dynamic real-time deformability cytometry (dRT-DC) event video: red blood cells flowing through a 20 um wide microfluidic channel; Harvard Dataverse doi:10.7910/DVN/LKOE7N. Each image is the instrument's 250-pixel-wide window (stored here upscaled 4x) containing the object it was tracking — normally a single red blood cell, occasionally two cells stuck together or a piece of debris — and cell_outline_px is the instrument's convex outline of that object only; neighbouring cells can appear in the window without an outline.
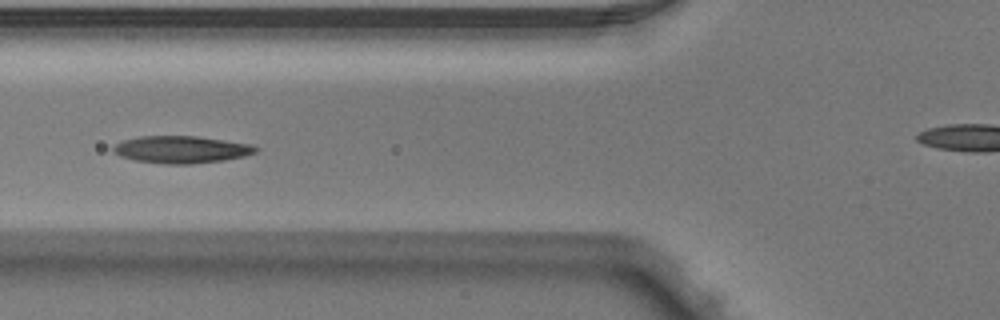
{"species": "Egyptian fruit bat (a non-hibernating species)", "species_latin": "Rousettus aegyptiacus", "temperature_condition": "warm", "stored_images_in_passage": 7, "camera_frame_rate_fps": 3000, "um_per_image_px": 0.085, "animal": {"sex": "male"}, "frame": {"image": 1, "passage_image": 6, "time_ms": 1.667, "image_size_px": [1000, 320], "cell_outline_px": [[260, 148], [256, 152], [244, 156], [224, 160], [192, 164], [164, 164], [136, 160], [120, 156], [112, 152], [112, 148], [116, 144], [124, 140], [140, 136], [196, 136], [252, 144]], "centroid_in_image_um": [15.42, 12.71], "position_along_channel_um": 110.4, "area_um2": 22.6}}